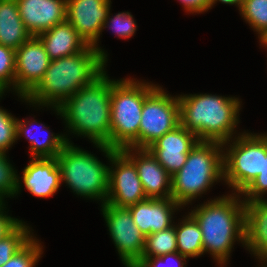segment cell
Returning <instances> with one entry per match:
<instances>
[{"label":"cell","instance_id":"obj_13","mask_svg":"<svg viewBox=\"0 0 267 267\" xmlns=\"http://www.w3.org/2000/svg\"><path fill=\"white\" fill-rule=\"evenodd\" d=\"M51 60L37 36H31L15 50L14 91L25 96L39 83Z\"/></svg>","mask_w":267,"mask_h":267},{"label":"cell","instance_id":"obj_36","mask_svg":"<svg viewBox=\"0 0 267 267\" xmlns=\"http://www.w3.org/2000/svg\"><path fill=\"white\" fill-rule=\"evenodd\" d=\"M217 1H220L221 3L224 4L235 5V6L237 5V7H239V10L241 9L244 3V0H211L210 9L214 4L217 3Z\"/></svg>","mask_w":267,"mask_h":267},{"label":"cell","instance_id":"obj_29","mask_svg":"<svg viewBox=\"0 0 267 267\" xmlns=\"http://www.w3.org/2000/svg\"><path fill=\"white\" fill-rule=\"evenodd\" d=\"M15 80V50L0 45V93L8 90L10 86L14 89Z\"/></svg>","mask_w":267,"mask_h":267},{"label":"cell","instance_id":"obj_15","mask_svg":"<svg viewBox=\"0 0 267 267\" xmlns=\"http://www.w3.org/2000/svg\"><path fill=\"white\" fill-rule=\"evenodd\" d=\"M121 151L135 164L147 198L171 197V175L148 149L126 147Z\"/></svg>","mask_w":267,"mask_h":267},{"label":"cell","instance_id":"obj_22","mask_svg":"<svg viewBox=\"0 0 267 267\" xmlns=\"http://www.w3.org/2000/svg\"><path fill=\"white\" fill-rule=\"evenodd\" d=\"M33 123H37V120L34 121H24L17 119L16 121V131H17V139L21 136H26L25 138L29 139V143L31 144L30 146V151H31V157L32 158H54L57 157V155L60 153V151L63 149V147L67 144L70 143L69 139L65 137V135H60L54 133H51L48 129V127H45V124L43 125L42 123L40 124L43 126L40 130H46L49 134L47 137L44 139H41V136H35L33 135L32 132H30V128L33 125ZM30 126V128L28 127ZM45 128V129H44ZM32 130V129H31ZM45 132V133H46ZM41 133V131H40Z\"/></svg>","mask_w":267,"mask_h":267},{"label":"cell","instance_id":"obj_21","mask_svg":"<svg viewBox=\"0 0 267 267\" xmlns=\"http://www.w3.org/2000/svg\"><path fill=\"white\" fill-rule=\"evenodd\" d=\"M31 36L20 17L16 0H0V45L17 50Z\"/></svg>","mask_w":267,"mask_h":267},{"label":"cell","instance_id":"obj_10","mask_svg":"<svg viewBox=\"0 0 267 267\" xmlns=\"http://www.w3.org/2000/svg\"><path fill=\"white\" fill-rule=\"evenodd\" d=\"M113 167L109 166L108 196L106 203L117 207L135 205L147 199L135 164L121 151L96 144ZM114 164V165H113Z\"/></svg>","mask_w":267,"mask_h":267},{"label":"cell","instance_id":"obj_3","mask_svg":"<svg viewBox=\"0 0 267 267\" xmlns=\"http://www.w3.org/2000/svg\"><path fill=\"white\" fill-rule=\"evenodd\" d=\"M239 195L211 199L189 212L200 226L204 253H210L221 267L236 240L245 245V202Z\"/></svg>","mask_w":267,"mask_h":267},{"label":"cell","instance_id":"obj_2","mask_svg":"<svg viewBox=\"0 0 267 267\" xmlns=\"http://www.w3.org/2000/svg\"><path fill=\"white\" fill-rule=\"evenodd\" d=\"M104 71L91 84L78 90L59 107H52L72 133L110 148L111 85Z\"/></svg>","mask_w":267,"mask_h":267},{"label":"cell","instance_id":"obj_8","mask_svg":"<svg viewBox=\"0 0 267 267\" xmlns=\"http://www.w3.org/2000/svg\"><path fill=\"white\" fill-rule=\"evenodd\" d=\"M238 135L232 139V144L230 141L222 143L223 147L230 144L226 152L223 151V180L236 194H241L262 172L266 134L244 132Z\"/></svg>","mask_w":267,"mask_h":267},{"label":"cell","instance_id":"obj_20","mask_svg":"<svg viewBox=\"0 0 267 267\" xmlns=\"http://www.w3.org/2000/svg\"><path fill=\"white\" fill-rule=\"evenodd\" d=\"M37 37L51 61L74 55L89 46L67 20L38 34Z\"/></svg>","mask_w":267,"mask_h":267},{"label":"cell","instance_id":"obj_25","mask_svg":"<svg viewBox=\"0 0 267 267\" xmlns=\"http://www.w3.org/2000/svg\"><path fill=\"white\" fill-rule=\"evenodd\" d=\"M20 222L9 234L0 240V267L22 249L34 236L29 226Z\"/></svg>","mask_w":267,"mask_h":267},{"label":"cell","instance_id":"obj_1","mask_svg":"<svg viewBox=\"0 0 267 267\" xmlns=\"http://www.w3.org/2000/svg\"><path fill=\"white\" fill-rule=\"evenodd\" d=\"M107 60L89 45L71 56L52 60L39 83L25 96L29 104L59 107L104 71Z\"/></svg>","mask_w":267,"mask_h":267},{"label":"cell","instance_id":"obj_18","mask_svg":"<svg viewBox=\"0 0 267 267\" xmlns=\"http://www.w3.org/2000/svg\"><path fill=\"white\" fill-rule=\"evenodd\" d=\"M23 170L25 188L36 197L53 196L61 185V172L57 158H31Z\"/></svg>","mask_w":267,"mask_h":267},{"label":"cell","instance_id":"obj_12","mask_svg":"<svg viewBox=\"0 0 267 267\" xmlns=\"http://www.w3.org/2000/svg\"><path fill=\"white\" fill-rule=\"evenodd\" d=\"M111 0H66V20L88 44L106 60L105 51L98 47L103 24L110 10Z\"/></svg>","mask_w":267,"mask_h":267},{"label":"cell","instance_id":"obj_34","mask_svg":"<svg viewBox=\"0 0 267 267\" xmlns=\"http://www.w3.org/2000/svg\"><path fill=\"white\" fill-rule=\"evenodd\" d=\"M4 202H0V240L9 234L20 222L17 218L8 216L4 211Z\"/></svg>","mask_w":267,"mask_h":267},{"label":"cell","instance_id":"obj_7","mask_svg":"<svg viewBox=\"0 0 267 267\" xmlns=\"http://www.w3.org/2000/svg\"><path fill=\"white\" fill-rule=\"evenodd\" d=\"M61 182H65L75 194L101 200L108 196L109 167L93 154L67 143L57 155Z\"/></svg>","mask_w":267,"mask_h":267},{"label":"cell","instance_id":"obj_38","mask_svg":"<svg viewBox=\"0 0 267 267\" xmlns=\"http://www.w3.org/2000/svg\"><path fill=\"white\" fill-rule=\"evenodd\" d=\"M261 267H267V263H264Z\"/></svg>","mask_w":267,"mask_h":267},{"label":"cell","instance_id":"obj_33","mask_svg":"<svg viewBox=\"0 0 267 267\" xmlns=\"http://www.w3.org/2000/svg\"><path fill=\"white\" fill-rule=\"evenodd\" d=\"M177 260V266L170 264V260ZM187 257L178 252L161 255L158 257H142L133 267H185ZM169 262V263H168ZM172 262V261H171ZM173 265V266H172Z\"/></svg>","mask_w":267,"mask_h":267},{"label":"cell","instance_id":"obj_17","mask_svg":"<svg viewBox=\"0 0 267 267\" xmlns=\"http://www.w3.org/2000/svg\"><path fill=\"white\" fill-rule=\"evenodd\" d=\"M178 208L182 206L172 197L147 198L128 207L136 226L145 237L173 226L172 215Z\"/></svg>","mask_w":267,"mask_h":267},{"label":"cell","instance_id":"obj_9","mask_svg":"<svg viewBox=\"0 0 267 267\" xmlns=\"http://www.w3.org/2000/svg\"><path fill=\"white\" fill-rule=\"evenodd\" d=\"M179 125L178 96L174 98L158 85L144 100L139 137L129 147L147 149L164 134Z\"/></svg>","mask_w":267,"mask_h":267},{"label":"cell","instance_id":"obj_32","mask_svg":"<svg viewBox=\"0 0 267 267\" xmlns=\"http://www.w3.org/2000/svg\"><path fill=\"white\" fill-rule=\"evenodd\" d=\"M267 193V134H266V155H263L262 172L252 183L241 193L245 197L244 202L262 199Z\"/></svg>","mask_w":267,"mask_h":267},{"label":"cell","instance_id":"obj_19","mask_svg":"<svg viewBox=\"0 0 267 267\" xmlns=\"http://www.w3.org/2000/svg\"><path fill=\"white\" fill-rule=\"evenodd\" d=\"M245 246L267 263V200L245 202Z\"/></svg>","mask_w":267,"mask_h":267},{"label":"cell","instance_id":"obj_16","mask_svg":"<svg viewBox=\"0 0 267 267\" xmlns=\"http://www.w3.org/2000/svg\"><path fill=\"white\" fill-rule=\"evenodd\" d=\"M20 17L32 35L66 21V0H16Z\"/></svg>","mask_w":267,"mask_h":267},{"label":"cell","instance_id":"obj_26","mask_svg":"<svg viewBox=\"0 0 267 267\" xmlns=\"http://www.w3.org/2000/svg\"><path fill=\"white\" fill-rule=\"evenodd\" d=\"M6 158V153L0 152V202H4L5 196H16L21 189L20 178Z\"/></svg>","mask_w":267,"mask_h":267},{"label":"cell","instance_id":"obj_14","mask_svg":"<svg viewBox=\"0 0 267 267\" xmlns=\"http://www.w3.org/2000/svg\"><path fill=\"white\" fill-rule=\"evenodd\" d=\"M197 136L181 124L164 134L147 149L155 159L173 176L185 164L188 153L198 143Z\"/></svg>","mask_w":267,"mask_h":267},{"label":"cell","instance_id":"obj_24","mask_svg":"<svg viewBox=\"0 0 267 267\" xmlns=\"http://www.w3.org/2000/svg\"><path fill=\"white\" fill-rule=\"evenodd\" d=\"M177 252L175 225L146 236L142 257H158Z\"/></svg>","mask_w":267,"mask_h":267},{"label":"cell","instance_id":"obj_5","mask_svg":"<svg viewBox=\"0 0 267 267\" xmlns=\"http://www.w3.org/2000/svg\"><path fill=\"white\" fill-rule=\"evenodd\" d=\"M224 150L220 142L198 141L183 167L171 176V197L175 202L184 207L213 183L223 180Z\"/></svg>","mask_w":267,"mask_h":267},{"label":"cell","instance_id":"obj_11","mask_svg":"<svg viewBox=\"0 0 267 267\" xmlns=\"http://www.w3.org/2000/svg\"><path fill=\"white\" fill-rule=\"evenodd\" d=\"M102 215L110 236L125 267H133L141 258L145 247V235L136 226L128 208L104 203Z\"/></svg>","mask_w":267,"mask_h":267},{"label":"cell","instance_id":"obj_6","mask_svg":"<svg viewBox=\"0 0 267 267\" xmlns=\"http://www.w3.org/2000/svg\"><path fill=\"white\" fill-rule=\"evenodd\" d=\"M120 79L111 85L110 148L129 147L139 137L142 108L154 84Z\"/></svg>","mask_w":267,"mask_h":267},{"label":"cell","instance_id":"obj_28","mask_svg":"<svg viewBox=\"0 0 267 267\" xmlns=\"http://www.w3.org/2000/svg\"><path fill=\"white\" fill-rule=\"evenodd\" d=\"M42 253L41 243L33 237L1 267H34Z\"/></svg>","mask_w":267,"mask_h":267},{"label":"cell","instance_id":"obj_4","mask_svg":"<svg viewBox=\"0 0 267 267\" xmlns=\"http://www.w3.org/2000/svg\"><path fill=\"white\" fill-rule=\"evenodd\" d=\"M180 124L199 141L232 142L239 123L241 102L235 97L212 94L178 96Z\"/></svg>","mask_w":267,"mask_h":267},{"label":"cell","instance_id":"obj_37","mask_svg":"<svg viewBox=\"0 0 267 267\" xmlns=\"http://www.w3.org/2000/svg\"><path fill=\"white\" fill-rule=\"evenodd\" d=\"M259 39H260V42H261V45L263 44L264 46L263 47H267V27L262 29L259 33Z\"/></svg>","mask_w":267,"mask_h":267},{"label":"cell","instance_id":"obj_30","mask_svg":"<svg viewBox=\"0 0 267 267\" xmlns=\"http://www.w3.org/2000/svg\"><path fill=\"white\" fill-rule=\"evenodd\" d=\"M109 14L110 10L107 14L106 20L104 21L103 29L111 27L112 31L115 32V35L117 34L119 38L128 39L135 34L137 25L133 16L129 12L118 13L114 16V18H112Z\"/></svg>","mask_w":267,"mask_h":267},{"label":"cell","instance_id":"obj_27","mask_svg":"<svg viewBox=\"0 0 267 267\" xmlns=\"http://www.w3.org/2000/svg\"><path fill=\"white\" fill-rule=\"evenodd\" d=\"M239 11L254 31L259 33L267 27V0H244Z\"/></svg>","mask_w":267,"mask_h":267},{"label":"cell","instance_id":"obj_35","mask_svg":"<svg viewBox=\"0 0 267 267\" xmlns=\"http://www.w3.org/2000/svg\"><path fill=\"white\" fill-rule=\"evenodd\" d=\"M190 13H202L210 9L211 0H179Z\"/></svg>","mask_w":267,"mask_h":267},{"label":"cell","instance_id":"obj_31","mask_svg":"<svg viewBox=\"0 0 267 267\" xmlns=\"http://www.w3.org/2000/svg\"><path fill=\"white\" fill-rule=\"evenodd\" d=\"M16 121L17 118L0 107V152L6 153L17 141Z\"/></svg>","mask_w":267,"mask_h":267},{"label":"cell","instance_id":"obj_23","mask_svg":"<svg viewBox=\"0 0 267 267\" xmlns=\"http://www.w3.org/2000/svg\"><path fill=\"white\" fill-rule=\"evenodd\" d=\"M177 252L188 257L203 255L202 232L198 222L189 213L175 225Z\"/></svg>","mask_w":267,"mask_h":267}]
</instances>
